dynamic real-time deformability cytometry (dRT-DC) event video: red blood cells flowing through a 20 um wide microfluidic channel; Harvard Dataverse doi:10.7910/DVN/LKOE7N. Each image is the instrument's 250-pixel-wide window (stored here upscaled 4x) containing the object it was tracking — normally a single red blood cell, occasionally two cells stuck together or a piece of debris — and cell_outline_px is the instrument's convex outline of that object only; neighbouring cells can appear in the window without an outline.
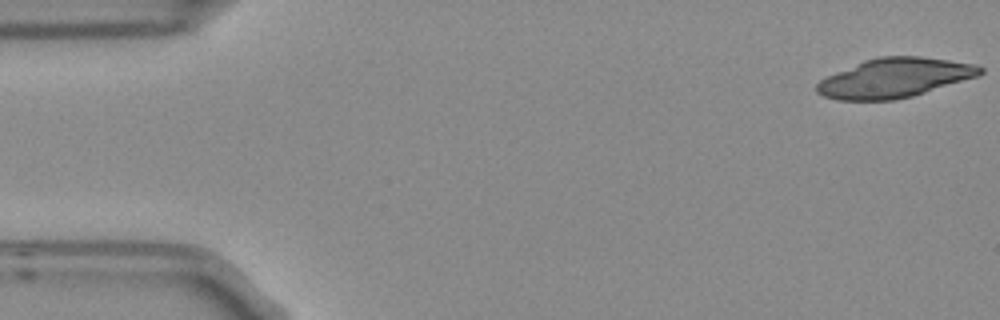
{"species": "Egyptian fruit bat (a non-hibernating species)", "species_latin": "Rousettus aegyptiacus", "temperature_condition": "room temperature", "stored_images_in_passage": 7, "camera_frame_rate_fps": 3000, "um_per_image_px": 0.085, "frame": {"image": 1, "passage_image": 1, "time_ms": 0.0, "image_size_px": [1000, 320], "cell_outline_px": [[984, 72], [976, 76], [912, 96], [896, 100], [836, 100], [824, 96], [816, 92], [816, 84], [820, 80], [836, 72], [864, 60], [880, 56], [920, 56], [948, 60], [972, 64], [984, 68]], "centroid_in_image_um": [76.0, 6.62], "position_along_channel_um": 9.0, "area_um2": 37.05}}